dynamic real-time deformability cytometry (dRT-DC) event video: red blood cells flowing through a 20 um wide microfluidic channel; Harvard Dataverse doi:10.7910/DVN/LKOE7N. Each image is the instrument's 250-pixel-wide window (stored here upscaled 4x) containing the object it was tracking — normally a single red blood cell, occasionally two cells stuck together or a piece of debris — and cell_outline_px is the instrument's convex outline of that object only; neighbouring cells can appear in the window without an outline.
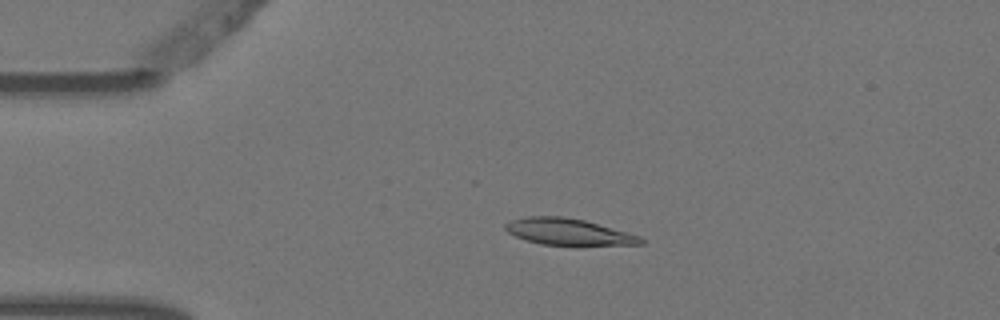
{"species": "Egyptian fruit bat (a non-hibernating species)", "species_latin": "Rousettus aegyptiacus", "temperature_condition": "warm", "stored_images_in_passage": 4, "camera_frame_rate_fps": 3000, "um_per_image_px": 0.085, "animal": {"sex": "female"}, "frame": {"image": 1, "passage_image": 3, "time_ms": 0.667, "image_size_px": [1000, 320], "cell_outline_px": [[644, 244], [540, 244], [516, 236], [508, 232], [504, 228], [504, 224], [512, 220], [528, 216], [564, 216], [584, 220], [640, 236], [644, 240]], "centroid_in_image_um": [48.27, 19.68], "position_along_channel_um": 36.7, "area_um2": 20.29}}